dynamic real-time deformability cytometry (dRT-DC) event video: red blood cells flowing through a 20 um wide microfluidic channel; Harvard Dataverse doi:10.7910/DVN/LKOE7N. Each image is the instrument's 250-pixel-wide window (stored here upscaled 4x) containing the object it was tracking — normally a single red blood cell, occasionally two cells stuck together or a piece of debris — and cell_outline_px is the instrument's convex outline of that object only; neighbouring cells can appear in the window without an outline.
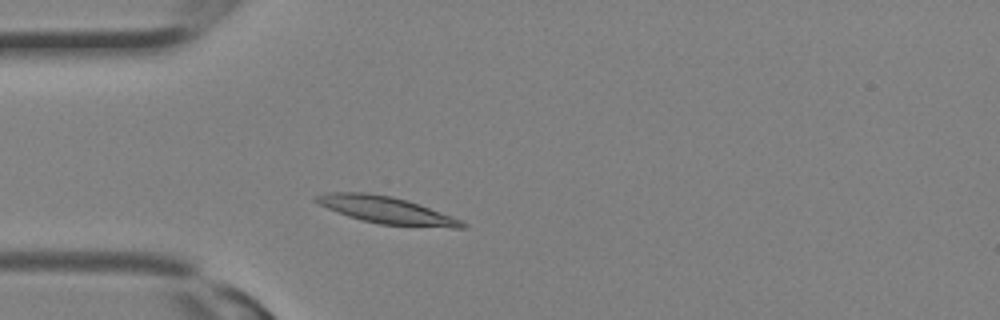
{"species": "Egyptian fruit bat (a non-hibernating species)", "species_latin": "Rousettus aegyptiacus", "temperature_condition": "room temperature", "stored_images_in_passage": 10, "camera_frame_rate_fps": 3000, "um_per_image_px": 0.085, "animal": {"sex": "female"}, "frame": {"image": 1, "passage_image": 4, "time_ms": 1.0, "image_size_px": [1000, 320], "cell_outline_px": [[468, 228], [452, 228], [380, 224], [360, 220], [348, 216], [328, 208], [312, 200], [312, 196], [324, 192], [368, 192], [392, 196], [408, 200], [452, 216], [468, 224]], "centroid_in_image_um": [32.82, 17.84], "position_along_channel_um": 52.2, "area_um2": 23.18}}
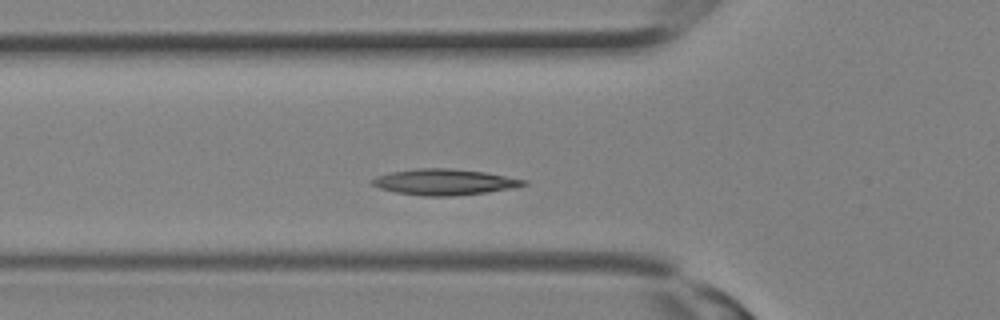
{"frame": {"image": 2, "passage_image": 6, "time_ms": 1.667, "image_size_px": [1000, 320], "cell_outline_px": [[528, 184], [512, 188], [484, 192], [452, 196], [424, 196], [396, 192], [380, 188], [372, 184], [372, 180], [376, 176], [392, 172], [416, 168], [452, 168], [484, 172], [528, 180]], "centroid_in_image_um": [37.78, 15.46], "position_along_channel_um": 88.0, "area_um2": 22.72}}
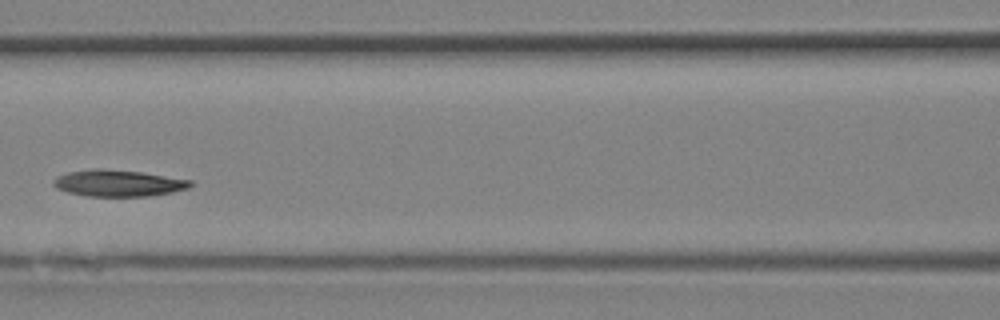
{"frame": {"image": 3, "passage_image": 9, "time_ms": 2.667, "image_size_px": [1000, 320], "cell_outline_px": [[192, 184], [188, 188], [172, 192], [148, 196], [84, 196], [68, 192], [56, 188], [52, 184], [52, 180], [56, 176], [68, 172], [96, 168], [140, 172], [192, 180]], "centroid_in_image_um": [10.0, 15.57], "position_along_channel_um": 156.6, "area_um2": 21.1}}